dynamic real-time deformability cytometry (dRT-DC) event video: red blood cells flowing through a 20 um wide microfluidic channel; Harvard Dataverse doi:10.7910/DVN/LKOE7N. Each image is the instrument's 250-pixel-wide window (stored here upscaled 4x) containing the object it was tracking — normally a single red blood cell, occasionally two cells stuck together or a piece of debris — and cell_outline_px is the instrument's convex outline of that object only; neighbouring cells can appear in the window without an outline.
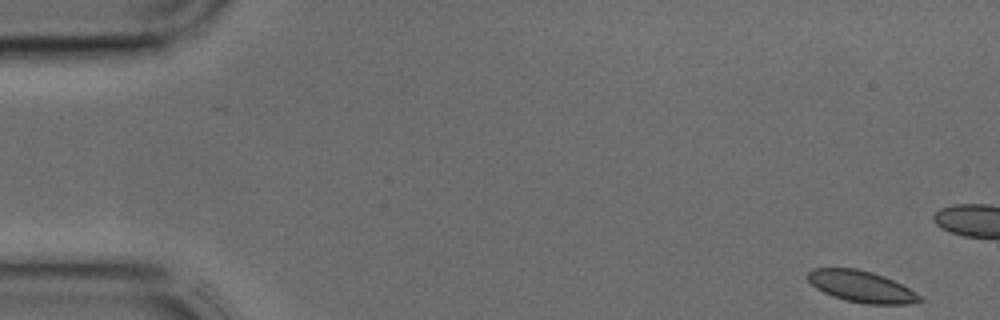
{"species": "common noctule bat (a hibernating species)", "species_latin": "Nyctalus noctula", "temperature_condition": "cold", "stored_images_in_passage": 12, "camera_frame_rate_fps": 3000, "um_per_image_px": 0.085, "animal": {"sex": "male", "body_mass_g": 17.9, "forearm_length_mm": 54.2}, "frame": {"image": 1, "passage_image": 1, "time_ms": 0.0, "image_size_px": [1000, 320], "cell_outline_px": [[924, 300], [908, 304], [864, 304], [844, 300], [832, 296], [816, 288], [808, 280], [808, 272], [812, 268], [856, 268], [872, 272], [884, 276], [916, 292]], "centroid_in_image_um": [73.21, 24.36], "position_along_channel_um": 11.8, "area_um2": 20.46}}